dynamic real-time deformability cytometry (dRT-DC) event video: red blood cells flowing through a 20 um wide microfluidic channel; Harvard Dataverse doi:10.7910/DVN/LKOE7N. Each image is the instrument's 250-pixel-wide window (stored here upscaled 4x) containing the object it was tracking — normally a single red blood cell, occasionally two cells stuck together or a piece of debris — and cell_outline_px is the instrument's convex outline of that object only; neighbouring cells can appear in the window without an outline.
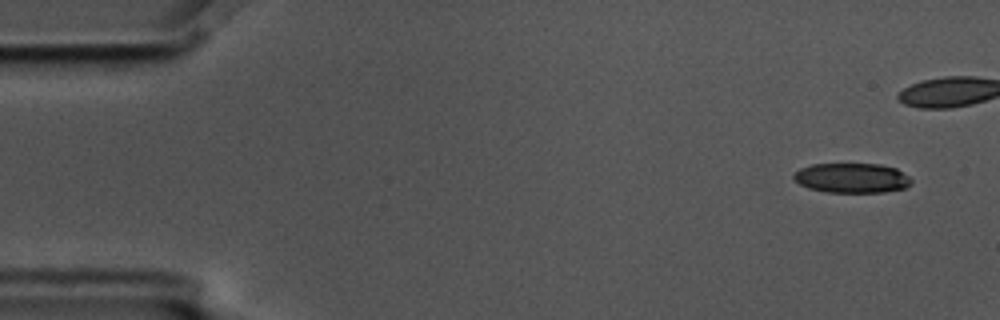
{"species": "common noctule bat (a hibernating species)", "species_latin": "Nyctalus noctula", "temperature_condition": "cold", "stored_images_in_passage": 6, "segment_of_instrument_passage": [2, 2], "camera_frame_rate_fps": 3000, "um_per_image_px": 0.085, "animal": {"sex": "male", "body_mass_g": 17.5, "forearm_length_mm": 52.3}, "frame": {"image": 1, "passage_image": 6, "time_ms": 1.667, "image_size_px": [1000, 320], "cell_outline_px": [[912, 184], [904, 188], [884, 192], [828, 192], [808, 188], [800, 184], [792, 176], [800, 168], [812, 164], [880, 164], [896, 168], [908, 176], [912, 180]], "centroid_in_image_um": [72.42, 15.13], "position_along_channel_um": 12.6, "area_um2": 20.35}}